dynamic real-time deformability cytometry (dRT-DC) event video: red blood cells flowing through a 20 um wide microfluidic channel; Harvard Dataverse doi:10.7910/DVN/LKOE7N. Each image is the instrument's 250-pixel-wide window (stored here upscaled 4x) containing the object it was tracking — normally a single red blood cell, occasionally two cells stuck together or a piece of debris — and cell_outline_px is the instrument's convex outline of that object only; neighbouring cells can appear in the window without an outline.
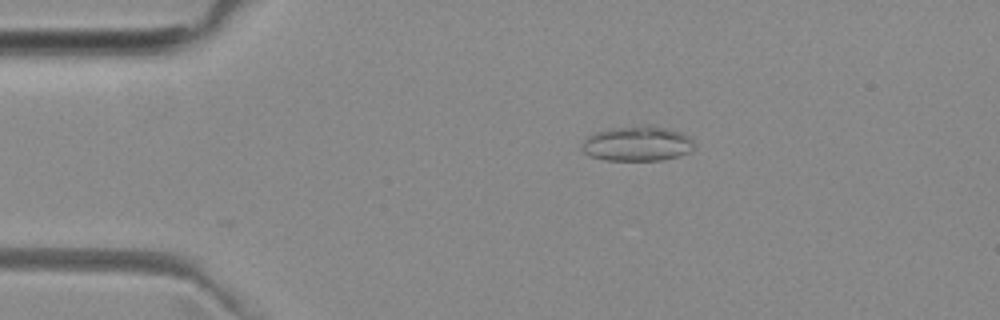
{"species": "common noctule bat (a hibernating species)", "species_latin": "Nyctalus noctula", "temperature_condition": "room temperature", "stored_images_in_passage": 43, "camera_frame_rate_fps": 3000, "um_per_image_px": 0.085, "animal": {"sex": "female", "body_mass_g": 29.2, "forearm_length_mm": 56.3}, "frame": {"image": 1, "passage_image": 2, "time_ms": 0.333, "image_size_px": [1000, 320], "cell_outline_px": [[692, 148], [688, 152], [680, 156], [660, 160], [604, 160], [588, 156], [580, 148], [584, 140], [588, 136], [596, 132], [612, 128], [648, 124], [680, 132], [688, 136], [692, 140]], "centroid_in_image_um": [54.12, 12.21], "position_along_channel_um": 30.9, "area_um2": 22.83}}
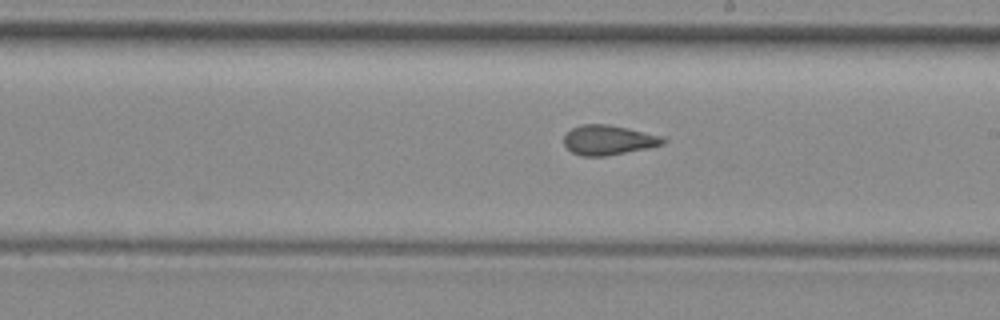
{"frame": {"image": 2, "passage_image": 21, "time_ms": 6.667, "image_size_px": [1000, 320], "cell_outline_px": [[668, 140], [664, 144], [604, 156], [580, 156], [572, 152], [564, 144], [564, 136], [572, 128], [584, 124], [608, 124], [628, 128], [664, 136]], "centroid_in_image_um": [51.73, 11.89], "position_along_channel_um": 237.3, "area_um2": 17.05}}
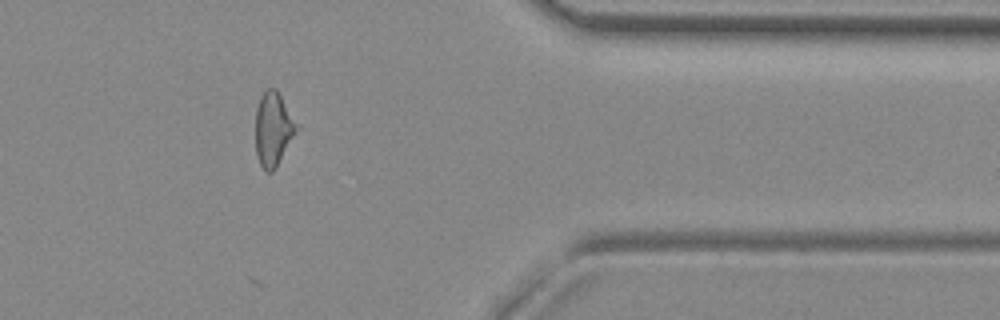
{"frame": {"image": 3, "passage_image": 34, "time_ms": 11.0, "image_size_px": [1000, 320], "cell_outline_px": [[300, 128], [276, 168], [272, 172], [268, 172], [260, 164], [256, 152], [256, 108], [260, 96], [268, 88], [276, 88]], "centroid_in_image_um": [23.25, 10.97], "position_along_channel_um": 388.2, "area_um2": 17.74}, "authors_computed_cell_mechanics": {"area_um2": 17.918, "velocity_mm_per_s": 3.9969, "shape_relaxation_time_tau1_ms": null, "shape_relaxation_time_tau2_ms": 2.7725, "deformation_change_tau1": null, "deformation_change_tau2": 0.1156}}